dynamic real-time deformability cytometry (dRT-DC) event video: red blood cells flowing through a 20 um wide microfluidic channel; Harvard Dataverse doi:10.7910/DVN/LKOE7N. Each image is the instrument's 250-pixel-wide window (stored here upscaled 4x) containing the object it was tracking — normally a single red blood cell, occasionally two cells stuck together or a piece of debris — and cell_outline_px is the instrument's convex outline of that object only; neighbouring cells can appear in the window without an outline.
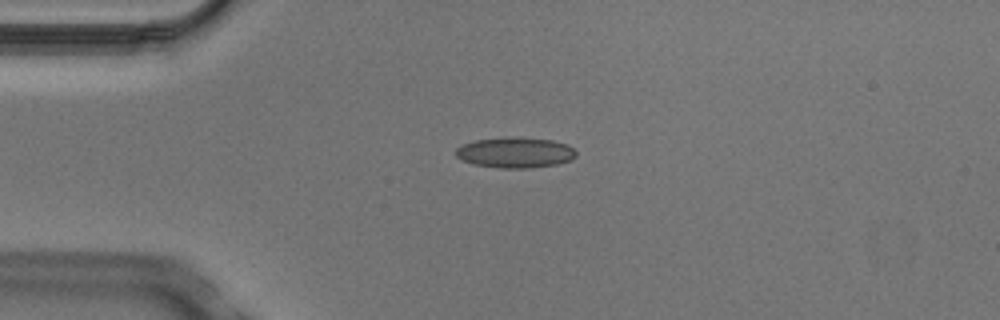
{"species": "Egyptian fruit bat (a non-hibernating species)", "species_latin": "Rousettus aegyptiacus", "temperature_condition": "cold", "stored_images_in_passage": 8, "camera_frame_rate_fps": 3000, "um_per_image_px": 0.085, "animal": {"sex": "male"}, "frame": {"image": 1, "passage_image": 3, "time_ms": 0.667, "image_size_px": [1000, 320], "cell_outline_px": [[576, 156], [572, 160], [556, 164], [528, 168], [500, 168], [476, 164], [460, 160], [456, 156], [456, 148], [464, 144], [476, 140], [504, 136], [552, 140], [568, 144], [576, 152]], "centroid_in_image_um": [43.8, 12.96], "position_along_channel_um": 41.2, "area_um2": 21.44}}
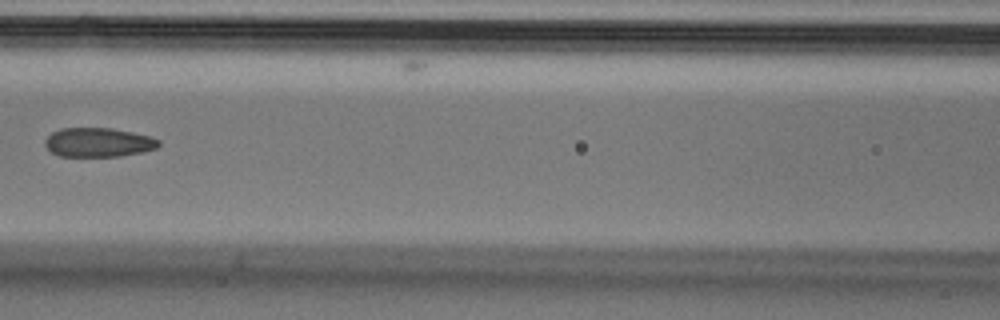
{"frame": {"image": 2, "passage_image": 6, "time_ms": 1.667, "image_size_px": [1000, 320], "cell_outline_px": [[160, 144], [156, 148], [140, 152], [120, 156], [60, 156], [52, 152], [44, 144], [44, 140], [52, 132], [60, 128], [112, 128], [132, 132], [148, 136], [160, 140]], "centroid_in_image_um": [8.34, 12.09], "position_along_channel_um": 158.3, "area_um2": 19.19}}
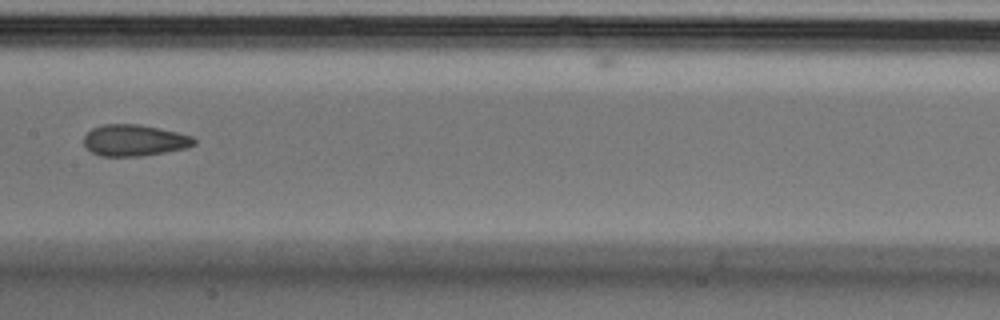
{"frame": {"image": 3, "passage_image": 7, "time_ms": 2.0, "image_size_px": [1000, 320], "cell_outline_px": [[196, 144], [188, 148], [140, 156], [100, 156], [92, 152], [84, 144], [84, 136], [92, 128], [104, 124], [140, 124], [176, 132], [192, 136], [196, 140]], "centroid_in_image_um": [11.43, 11.93], "position_along_channel_um": 196.0, "area_um2": 20.11}}